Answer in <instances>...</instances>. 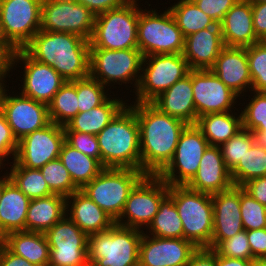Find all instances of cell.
Listing matches in <instances>:
<instances>
[{"mask_svg":"<svg viewBox=\"0 0 266 266\" xmlns=\"http://www.w3.org/2000/svg\"><path fill=\"white\" fill-rule=\"evenodd\" d=\"M252 133L255 138V143L266 149V130H254Z\"/></svg>","mask_w":266,"mask_h":266,"instance_id":"obj_57","label":"cell"},{"mask_svg":"<svg viewBox=\"0 0 266 266\" xmlns=\"http://www.w3.org/2000/svg\"><path fill=\"white\" fill-rule=\"evenodd\" d=\"M147 235L159 238H183V226L173 199L167 195L160 203L159 210L146 228Z\"/></svg>","mask_w":266,"mask_h":266,"instance_id":"obj_35","label":"cell"},{"mask_svg":"<svg viewBox=\"0 0 266 266\" xmlns=\"http://www.w3.org/2000/svg\"><path fill=\"white\" fill-rule=\"evenodd\" d=\"M145 175L130 168H104L81 191L116 222L130 192Z\"/></svg>","mask_w":266,"mask_h":266,"instance_id":"obj_7","label":"cell"},{"mask_svg":"<svg viewBox=\"0 0 266 266\" xmlns=\"http://www.w3.org/2000/svg\"><path fill=\"white\" fill-rule=\"evenodd\" d=\"M240 209L244 230L266 228V206L255 200L241 186Z\"/></svg>","mask_w":266,"mask_h":266,"instance_id":"obj_42","label":"cell"},{"mask_svg":"<svg viewBox=\"0 0 266 266\" xmlns=\"http://www.w3.org/2000/svg\"><path fill=\"white\" fill-rule=\"evenodd\" d=\"M250 266H266V258H254Z\"/></svg>","mask_w":266,"mask_h":266,"instance_id":"obj_58","label":"cell"},{"mask_svg":"<svg viewBox=\"0 0 266 266\" xmlns=\"http://www.w3.org/2000/svg\"><path fill=\"white\" fill-rule=\"evenodd\" d=\"M230 174L234 186L241 187L250 180L266 176V149L254 143Z\"/></svg>","mask_w":266,"mask_h":266,"instance_id":"obj_38","label":"cell"},{"mask_svg":"<svg viewBox=\"0 0 266 266\" xmlns=\"http://www.w3.org/2000/svg\"><path fill=\"white\" fill-rule=\"evenodd\" d=\"M168 191L169 185L158 175L146 174L130 192L123 212L115 223L139 230L143 226L148 227Z\"/></svg>","mask_w":266,"mask_h":266,"instance_id":"obj_11","label":"cell"},{"mask_svg":"<svg viewBox=\"0 0 266 266\" xmlns=\"http://www.w3.org/2000/svg\"><path fill=\"white\" fill-rule=\"evenodd\" d=\"M142 61L143 55L138 48L121 50L90 48V76L107 87L112 83L121 82L120 85L134 83L136 90Z\"/></svg>","mask_w":266,"mask_h":266,"instance_id":"obj_10","label":"cell"},{"mask_svg":"<svg viewBox=\"0 0 266 266\" xmlns=\"http://www.w3.org/2000/svg\"><path fill=\"white\" fill-rule=\"evenodd\" d=\"M5 83H0V110H1V98H2V94H3V91L5 90Z\"/></svg>","mask_w":266,"mask_h":266,"instance_id":"obj_60","label":"cell"},{"mask_svg":"<svg viewBox=\"0 0 266 266\" xmlns=\"http://www.w3.org/2000/svg\"><path fill=\"white\" fill-rule=\"evenodd\" d=\"M49 266H89L88 235L67 215L45 233Z\"/></svg>","mask_w":266,"mask_h":266,"instance_id":"obj_13","label":"cell"},{"mask_svg":"<svg viewBox=\"0 0 266 266\" xmlns=\"http://www.w3.org/2000/svg\"><path fill=\"white\" fill-rule=\"evenodd\" d=\"M254 143L253 133L242 128L231 139L219 146L224 163L230 171L239 163Z\"/></svg>","mask_w":266,"mask_h":266,"instance_id":"obj_41","label":"cell"},{"mask_svg":"<svg viewBox=\"0 0 266 266\" xmlns=\"http://www.w3.org/2000/svg\"><path fill=\"white\" fill-rule=\"evenodd\" d=\"M18 149V141L15 138L11 127L7 123L6 117L0 111V163L6 161L8 157L15 159V155Z\"/></svg>","mask_w":266,"mask_h":266,"instance_id":"obj_47","label":"cell"},{"mask_svg":"<svg viewBox=\"0 0 266 266\" xmlns=\"http://www.w3.org/2000/svg\"><path fill=\"white\" fill-rule=\"evenodd\" d=\"M95 15L75 0H43L40 30L64 32L90 40Z\"/></svg>","mask_w":266,"mask_h":266,"instance_id":"obj_14","label":"cell"},{"mask_svg":"<svg viewBox=\"0 0 266 266\" xmlns=\"http://www.w3.org/2000/svg\"><path fill=\"white\" fill-rule=\"evenodd\" d=\"M186 186L209 194L226 191L234 186L219 146L209 145L204 151L196 174Z\"/></svg>","mask_w":266,"mask_h":266,"instance_id":"obj_22","label":"cell"},{"mask_svg":"<svg viewBox=\"0 0 266 266\" xmlns=\"http://www.w3.org/2000/svg\"><path fill=\"white\" fill-rule=\"evenodd\" d=\"M143 232L115 223L107 231L88 235L89 266H139Z\"/></svg>","mask_w":266,"mask_h":266,"instance_id":"obj_5","label":"cell"},{"mask_svg":"<svg viewBox=\"0 0 266 266\" xmlns=\"http://www.w3.org/2000/svg\"><path fill=\"white\" fill-rule=\"evenodd\" d=\"M247 239L254 258H266V228L247 231Z\"/></svg>","mask_w":266,"mask_h":266,"instance_id":"obj_49","label":"cell"},{"mask_svg":"<svg viewBox=\"0 0 266 266\" xmlns=\"http://www.w3.org/2000/svg\"><path fill=\"white\" fill-rule=\"evenodd\" d=\"M138 0L95 16L90 48L121 50L138 48Z\"/></svg>","mask_w":266,"mask_h":266,"instance_id":"obj_6","label":"cell"},{"mask_svg":"<svg viewBox=\"0 0 266 266\" xmlns=\"http://www.w3.org/2000/svg\"><path fill=\"white\" fill-rule=\"evenodd\" d=\"M0 241L14 254L37 266H49L50 248L44 233L13 231Z\"/></svg>","mask_w":266,"mask_h":266,"instance_id":"obj_29","label":"cell"},{"mask_svg":"<svg viewBox=\"0 0 266 266\" xmlns=\"http://www.w3.org/2000/svg\"><path fill=\"white\" fill-rule=\"evenodd\" d=\"M59 159L70 173L73 183L80 190L104 169L97 159L83 154L66 141L62 145Z\"/></svg>","mask_w":266,"mask_h":266,"instance_id":"obj_33","label":"cell"},{"mask_svg":"<svg viewBox=\"0 0 266 266\" xmlns=\"http://www.w3.org/2000/svg\"><path fill=\"white\" fill-rule=\"evenodd\" d=\"M2 166V167H1ZM3 167H5V165L3 166L1 163H0V169H4Z\"/></svg>","mask_w":266,"mask_h":266,"instance_id":"obj_64","label":"cell"},{"mask_svg":"<svg viewBox=\"0 0 266 266\" xmlns=\"http://www.w3.org/2000/svg\"><path fill=\"white\" fill-rule=\"evenodd\" d=\"M213 234L210 249L244 230L240 209V186L212 194Z\"/></svg>","mask_w":266,"mask_h":266,"instance_id":"obj_21","label":"cell"},{"mask_svg":"<svg viewBox=\"0 0 266 266\" xmlns=\"http://www.w3.org/2000/svg\"><path fill=\"white\" fill-rule=\"evenodd\" d=\"M184 37L202 29L214 27L217 23L206 15L194 1L179 0L168 8Z\"/></svg>","mask_w":266,"mask_h":266,"instance_id":"obj_36","label":"cell"},{"mask_svg":"<svg viewBox=\"0 0 266 266\" xmlns=\"http://www.w3.org/2000/svg\"><path fill=\"white\" fill-rule=\"evenodd\" d=\"M66 215V198L52 194L30 201L25 230L45 233Z\"/></svg>","mask_w":266,"mask_h":266,"instance_id":"obj_30","label":"cell"},{"mask_svg":"<svg viewBox=\"0 0 266 266\" xmlns=\"http://www.w3.org/2000/svg\"><path fill=\"white\" fill-rule=\"evenodd\" d=\"M183 226V238L197 248H209L213 234L212 194L199 192L186 185L169 186Z\"/></svg>","mask_w":266,"mask_h":266,"instance_id":"obj_4","label":"cell"},{"mask_svg":"<svg viewBox=\"0 0 266 266\" xmlns=\"http://www.w3.org/2000/svg\"><path fill=\"white\" fill-rule=\"evenodd\" d=\"M208 147L202 131L195 124L187 125L179 136L172 159L157 175L169 186L186 185L196 174Z\"/></svg>","mask_w":266,"mask_h":266,"instance_id":"obj_12","label":"cell"},{"mask_svg":"<svg viewBox=\"0 0 266 266\" xmlns=\"http://www.w3.org/2000/svg\"><path fill=\"white\" fill-rule=\"evenodd\" d=\"M0 266H37V265L30 263L25 258L12 253L0 241Z\"/></svg>","mask_w":266,"mask_h":266,"instance_id":"obj_55","label":"cell"},{"mask_svg":"<svg viewBox=\"0 0 266 266\" xmlns=\"http://www.w3.org/2000/svg\"><path fill=\"white\" fill-rule=\"evenodd\" d=\"M251 4L266 3V0H247Z\"/></svg>","mask_w":266,"mask_h":266,"instance_id":"obj_61","label":"cell"},{"mask_svg":"<svg viewBox=\"0 0 266 266\" xmlns=\"http://www.w3.org/2000/svg\"><path fill=\"white\" fill-rule=\"evenodd\" d=\"M246 51L252 78L251 91L266 92V47L257 42L246 47Z\"/></svg>","mask_w":266,"mask_h":266,"instance_id":"obj_43","label":"cell"},{"mask_svg":"<svg viewBox=\"0 0 266 266\" xmlns=\"http://www.w3.org/2000/svg\"><path fill=\"white\" fill-rule=\"evenodd\" d=\"M137 40L143 57L153 54H181L185 46V37L168 8L159 14L155 9L139 8Z\"/></svg>","mask_w":266,"mask_h":266,"instance_id":"obj_8","label":"cell"},{"mask_svg":"<svg viewBox=\"0 0 266 266\" xmlns=\"http://www.w3.org/2000/svg\"><path fill=\"white\" fill-rule=\"evenodd\" d=\"M187 266H216V252L210 248H197Z\"/></svg>","mask_w":266,"mask_h":266,"instance_id":"obj_53","label":"cell"},{"mask_svg":"<svg viewBox=\"0 0 266 266\" xmlns=\"http://www.w3.org/2000/svg\"><path fill=\"white\" fill-rule=\"evenodd\" d=\"M65 141L85 155L97 159L101 163V152L96 135L77 131H64Z\"/></svg>","mask_w":266,"mask_h":266,"instance_id":"obj_46","label":"cell"},{"mask_svg":"<svg viewBox=\"0 0 266 266\" xmlns=\"http://www.w3.org/2000/svg\"><path fill=\"white\" fill-rule=\"evenodd\" d=\"M210 70L238 96L242 93L244 96V91L251 92L252 78L246 48L225 46Z\"/></svg>","mask_w":266,"mask_h":266,"instance_id":"obj_23","label":"cell"},{"mask_svg":"<svg viewBox=\"0 0 266 266\" xmlns=\"http://www.w3.org/2000/svg\"><path fill=\"white\" fill-rule=\"evenodd\" d=\"M16 49L12 45H0V83H4L12 69V57Z\"/></svg>","mask_w":266,"mask_h":266,"instance_id":"obj_54","label":"cell"},{"mask_svg":"<svg viewBox=\"0 0 266 266\" xmlns=\"http://www.w3.org/2000/svg\"><path fill=\"white\" fill-rule=\"evenodd\" d=\"M65 132L61 125L50 122L18 141L15 161L22 167L40 169L48 162L59 158Z\"/></svg>","mask_w":266,"mask_h":266,"instance_id":"obj_16","label":"cell"},{"mask_svg":"<svg viewBox=\"0 0 266 266\" xmlns=\"http://www.w3.org/2000/svg\"><path fill=\"white\" fill-rule=\"evenodd\" d=\"M151 103L161 112L178 118L188 125L196 124L197 114L193 99L192 70Z\"/></svg>","mask_w":266,"mask_h":266,"instance_id":"obj_26","label":"cell"},{"mask_svg":"<svg viewBox=\"0 0 266 266\" xmlns=\"http://www.w3.org/2000/svg\"><path fill=\"white\" fill-rule=\"evenodd\" d=\"M104 168L141 171L139 125L136 112L126 105L97 135Z\"/></svg>","mask_w":266,"mask_h":266,"instance_id":"obj_3","label":"cell"},{"mask_svg":"<svg viewBox=\"0 0 266 266\" xmlns=\"http://www.w3.org/2000/svg\"><path fill=\"white\" fill-rule=\"evenodd\" d=\"M253 98L241 110L242 128L253 132L266 130V92H251Z\"/></svg>","mask_w":266,"mask_h":266,"instance_id":"obj_44","label":"cell"},{"mask_svg":"<svg viewBox=\"0 0 266 266\" xmlns=\"http://www.w3.org/2000/svg\"><path fill=\"white\" fill-rule=\"evenodd\" d=\"M19 62L24 65L23 80H20L21 83L23 82L20 93L48 105L65 80L54 68L37 62L23 49L16 50L13 55L12 69Z\"/></svg>","mask_w":266,"mask_h":266,"instance_id":"obj_18","label":"cell"},{"mask_svg":"<svg viewBox=\"0 0 266 266\" xmlns=\"http://www.w3.org/2000/svg\"><path fill=\"white\" fill-rule=\"evenodd\" d=\"M242 188L255 200L266 206V176L250 180Z\"/></svg>","mask_w":266,"mask_h":266,"instance_id":"obj_52","label":"cell"},{"mask_svg":"<svg viewBox=\"0 0 266 266\" xmlns=\"http://www.w3.org/2000/svg\"><path fill=\"white\" fill-rule=\"evenodd\" d=\"M23 50L37 62L54 68L65 81L90 75V43L78 35L39 30Z\"/></svg>","mask_w":266,"mask_h":266,"instance_id":"obj_2","label":"cell"},{"mask_svg":"<svg viewBox=\"0 0 266 266\" xmlns=\"http://www.w3.org/2000/svg\"><path fill=\"white\" fill-rule=\"evenodd\" d=\"M224 47L220 25L216 24L185 37L183 56L191 70L211 69Z\"/></svg>","mask_w":266,"mask_h":266,"instance_id":"obj_24","label":"cell"},{"mask_svg":"<svg viewBox=\"0 0 266 266\" xmlns=\"http://www.w3.org/2000/svg\"><path fill=\"white\" fill-rule=\"evenodd\" d=\"M106 86L90 75L77 80V97L79 112L89 111L103 104L110 96L105 92Z\"/></svg>","mask_w":266,"mask_h":266,"instance_id":"obj_40","label":"cell"},{"mask_svg":"<svg viewBox=\"0 0 266 266\" xmlns=\"http://www.w3.org/2000/svg\"><path fill=\"white\" fill-rule=\"evenodd\" d=\"M2 177L0 200V239L7 233L25 230V220L30 199L8 178Z\"/></svg>","mask_w":266,"mask_h":266,"instance_id":"obj_28","label":"cell"},{"mask_svg":"<svg viewBox=\"0 0 266 266\" xmlns=\"http://www.w3.org/2000/svg\"><path fill=\"white\" fill-rule=\"evenodd\" d=\"M147 65V66H146ZM191 69L181 54H153L143 57L141 75L136 88L137 103H151Z\"/></svg>","mask_w":266,"mask_h":266,"instance_id":"obj_9","label":"cell"},{"mask_svg":"<svg viewBox=\"0 0 266 266\" xmlns=\"http://www.w3.org/2000/svg\"><path fill=\"white\" fill-rule=\"evenodd\" d=\"M238 0H195V4L206 15L220 24L224 15L234 6Z\"/></svg>","mask_w":266,"mask_h":266,"instance_id":"obj_48","label":"cell"},{"mask_svg":"<svg viewBox=\"0 0 266 266\" xmlns=\"http://www.w3.org/2000/svg\"><path fill=\"white\" fill-rule=\"evenodd\" d=\"M1 194H2V178L0 179V200H1Z\"/></svg>","mask_w":266,"mask_h":266,"instance_id":"obj_63","label":"cell"},{"mask_svg":"<svg viewBox=\"0 0 266 266\" xmlns=\"http://www.w3.org/2000/svg\"><path fill=\"white\" fill-rule=\"evenodd\" d=\"M43 0H0V21L7 41L23 49L40 30Z\"/></svg>","mask_w":266,"mask_h":266,"instance_id":"obj_15","label":"cell"},{"mask_svg":"<svg viewBox=\"0 0 266 266\" xmlns=\"http://www.w3.org/2000/svg\"><path fill=\"white\" fill-rule=\"evenodd\" d=\"M10 163H12L13 165H11V171L6 172L8 178L30 200L46 197L53 194L50 191L40 169H30L27 167H22L15 160Z\"/></svg>","mask_w":266,"mask_h":266,"instance_id":"obj_37","label":"cell"},{"mask_svg":"<svg viewBox=\"0 0 266 266\" xmlns=\"http://www.w3.org/2000/svg\"><path fill=\"white\" fill-rule=\"evenodd\" d=\"M0 45H11L6 37L4 36L3 30H2V25H1V21H0Z\"/></svg>","mask_w":266,"mask_h":266,"instance_id":"obj_59","label":"cell"},{"mask_svg":"<svg viewBox=\"0 0 266 266\" xmlns=\"http://www.w3.org/2000/svg\"><path fill=\"white\" fill-rule=\"evenodd\" d=\"M259 42H260L263 46L266 47V35H265L263 38H261Z\"/></svg>","mask_w":266,"mask_h":266,"instance_id":"obj_62","label":"cell"},{"mask_svg":"<svg viewBox=\"0 0 266 266\" xmlns=\"http://www.w3.org/2000/svg\"><path fill=\"white\" fill-rule=\"evenodd\" d=\"M192 90L197 120L206 114L233 111L236 108L234 106L239 96L210 69L192 70Z\"/></svg>","mask_w":266,"mask_h":266,"instance_id":"obj_19","label":"cell"},{"mask_svg":"<svg viewBox=\"0 0 266 266\" xmlns=\"http://www.w3.org/2000/svg\"><path fill=\"white\" fill-rule=\"evenodd\" d=\"M5 89L1 98V112L6 117L12 132L20 141L30 133L44 128L50 123L48 105L22 95L11 96ZM18 94V95H17Z\"/></svg>","mask_w":266,"mask_h":266,"instance_id":"obj_17","label":"cell"},{"mask_svg":"<svg viewBox=\"0 0 266 266\" xmlns=\"http://www.w3.org/2000/svg\"><path fill=\"white\" fill-rule=\"evenodd\" d=\"M251 260L224 257L216 253V266H250Z\"/></svg>","mask_w":266,"mask_h":266,"instance_id":"obj_56","label":"cell"},{"mask_svg":"<svg viewBox=\"0 0 266 266\" xmlns=\"http://www.w3.org/2000/svg\"><path fill=\"white\" fill-rule=\"evenodd\" d=\"M78 112L77 80L65 81L48 104L50 122L65 126Z\"/></svg>","mask_w":266,"mask_h":266,"instance_id":"obj_34","label":"cell"},{"mask_svg":"<svg viewBox=\"0 0 266 266\" xmlns=\"http://www.w3.org/2000/svg\"><path fill=\"white\" fill-rule=\"evenodd\" d=\"M224 46L246 48L259 42L253 28L251 3L238 0L220 22Z\"/></svg>","mask_w":266,"mask_h":266,"instance_id":"obj_25","label":"cell"},{"mask_svg":"<svg viewBox=\"0 0 266 266\" xmlns=\"http://www.w3.org/2000/svg\"><path fill=\"white\" fill-rule=\"evenodd\" d=\"M87 7L95 16L106 11L117 9L129 0H75Z\"/></svg>","mask_w":266,"mask_h":266,"instance_id":"obj_50","label":"cell"},{"mask_svg":"<svg viewBox=\"0 0 266 266\" xmlns=\"http://www.w3.org/2000/svg\"><path fill=\"white\" fill-rule=\"evenodd\" d=\"M139 125L141 171L157 175L172 159L184 121L161 112L152 103L133 101Z\"/></svg>","mask_w":266,"mask_h":266,"instance_id":"obj_1","label":"cell"},{"mask_svg":"<svg viewBox=\"0 0 266 266\" xmlns=\"http://www.w3.org/2000/svg\"><path fill=\"white\" fill-rule=\"evenodd\" d=\"M111 96L100 106L89 111L78 112L65 126L64 131H77L97 135L128 104Z\"/></svg>","mask_w":266,"mask_h":266,"instance_id":"obj_31","label":"cell"},{"mask_svg":"<svg viewBox=\"0 0 266 266\" xmlns=\"http://www.w3.org/2000/svg\"><path fill=\"white\" fill-rule=\"evenodd\" d=\"M66 215L87 235L107 231L115 224V221L81 190L66 198Z\"/></svg>","mask_w":266,"mask_h":266,"instance_id":"obj_27","label":"cell"},{"mask_svg":"<svg viewBox=\"0 0 266 266\" xmlns=\"http://www.w3.org/2000/svg\"><path fill=\"white\" fill-rule=\"evenodd\" d=\"M239 113L238 116L233 111L206 114L200 116L195 125L210 146H220L242 129V114Z\"/></svg>","mask_w":266,"mask_h":266,"instance_id":"obj_32","label":"cell"},{"mask_svg":"<svg viewBox=\"0 0 266 266\" xmlns=\"http://www.w3.org/2000/svg\"><path fill=\"white\" fill-rule=\"evenodd\" d=\"M251 8L254 32L260 40L266 35V3L251 4Z\"/></svg>","mask_w":266,"mask_h":266,"instance_id":"obj_51","label":"cell"},{"mask_svg":"<svg viewBox=\"0 0 266 266\" xmlns=\"http://www.w3.org/2000/svg\"><path fill=\"white\" fill-rule=\"evenodd\" d=\"M197 247L184 238H159L143 232L139 266H187Z\"/></svg>","mask_w":266,"mask_h":266,"instance_id":"obj_20","label":"cell"},{"mask_svg":"<svg viewBox=\"0 0 266 266\" xmlns=\"http://www.w3.org/2000/svg\"><path fill=\"white\" fill-rule=\"evenodd\" d=\"M213 250L224 257L253 260L249 242L247 239V231L242 230L233 237L220 241Z\"/></svg>","mask_w":266,"mask_h":266,"instance_id":"obj_45","label":"cell"},{"mask_svg":"<svg viewBox=\"0 0 266 266\" xmlns=\"http://www.w3.org/2000/svg\"><path fill=\"white\" fill-rule=\"evenodd\" d=\"M40 171L53 194L67 198L80 190L59 158L45 164Z\"/></svg>","mask_w":266,"mask_h":266,"instance_id":"obj_39","label":"cell"}]
</instances>
